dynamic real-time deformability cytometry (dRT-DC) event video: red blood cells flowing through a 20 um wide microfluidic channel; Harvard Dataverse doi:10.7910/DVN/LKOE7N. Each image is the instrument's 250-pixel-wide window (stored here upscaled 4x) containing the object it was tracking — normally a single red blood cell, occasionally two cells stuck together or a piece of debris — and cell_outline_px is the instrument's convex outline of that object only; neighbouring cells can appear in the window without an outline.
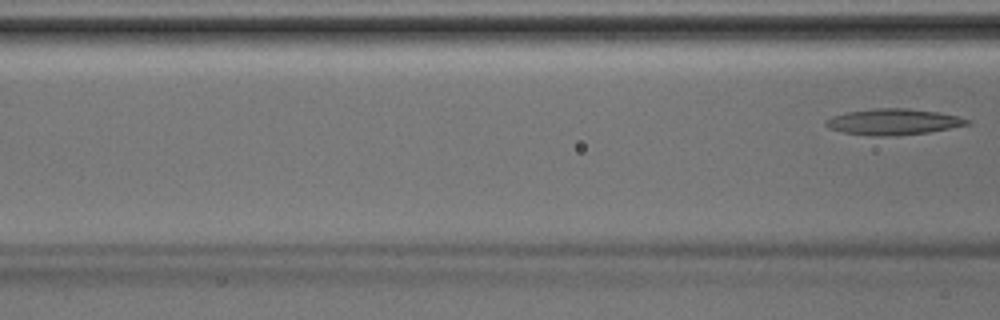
{"species": "Egyptian fruit bat (a non-hibernating species)", "species_latin": "Rousettus aegyptiacus", "temperature_condition": "room temperature", "stored_images_in_passage": 7, "camera_frame_rate_fps": 3000, "um_per_image_px": 0.085, "animal": {"sex": "male"}, "frame": {"image": 1, "passage_image": 7, "time_ms": 2.0, "image_size_px": [1000, 320], "cell_outline_px": [[972, 124], [928, 132], [888, 136], [876, 136], [844, 132], [828, 128], [824, 124], [824, 120], [832, 116], [848, 112], [876, 108], [904, 108], [940, 112], [972, 120]], "centroid_in_image_um": [75.95, 10.35], "position_along_channel_um": 90.7, "area_um2": 21.33}}